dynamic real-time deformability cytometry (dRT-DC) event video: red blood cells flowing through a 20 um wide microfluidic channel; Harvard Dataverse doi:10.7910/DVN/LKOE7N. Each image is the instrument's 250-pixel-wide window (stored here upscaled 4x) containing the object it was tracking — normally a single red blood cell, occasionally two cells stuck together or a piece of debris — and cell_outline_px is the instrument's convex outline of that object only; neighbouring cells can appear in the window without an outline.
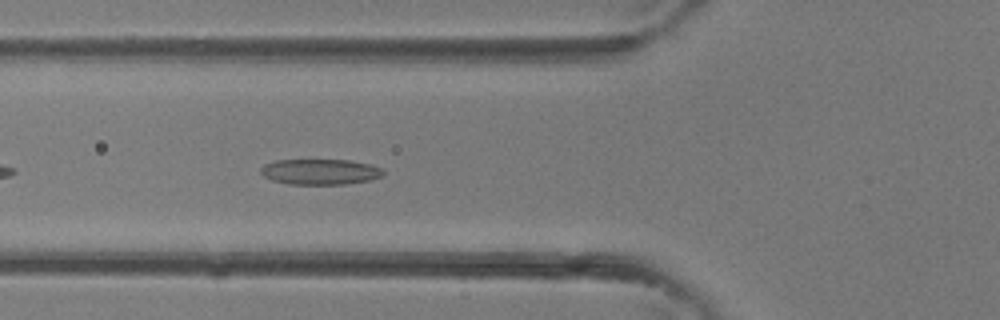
{"species": "common noctule bat (a hibernating species)", "species_latin": "Nyctalus noctula", "temperature_condition": "room temperature", "stored_images_in_passage": 18, "camera_frame_rate_fps": 3000, "um_per_image_px": 0.085, "animal": {"sex": "female"}, "frame": {"image": 1, "passage_image": 4, "time_ms": 1.0, "image_size_px": [1000, 320], "cell_outline_px": [[384, 172], [380, 176], [368, 180], [344, 184], [288, 184], [272, 180], [264, 176], [260, 172], [260, 168], [264, 164], [276, 160], [348, 160], [372, 164], [384, 168]], "centroid_in_image_um": [27.2, 14.59], "position_along_channel_um": 98.6, "area_um2": 18.26}}
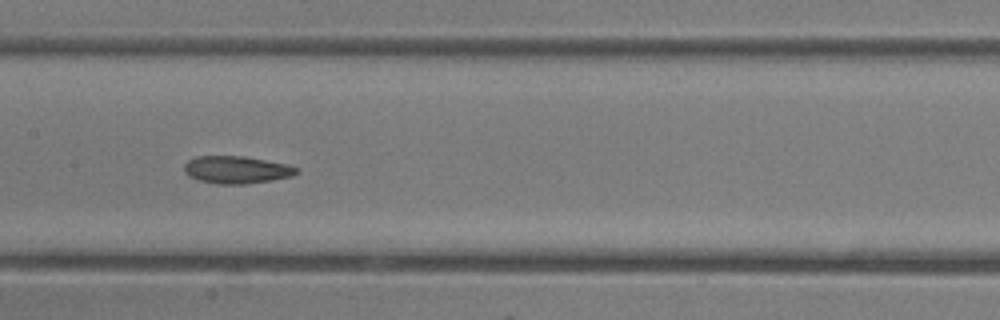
{"frame": {"image": 2, "passage_image": 9, "time_ms": 2.667, "image_size_px": [1000, 320], "cell_outline_px": [[300, 172], [292, 176], [272, 180], [248, 184], [216, 184], [200, 180], [188, 176], [184, 172], [184, 164], [188, 160], [196, 156], [244, 156], [288, 164], [300, 168]], "centroid_in_image_um": [20.13, 14.43], "position_along_channel_um": 187.3, "area_um2": 18.21}}
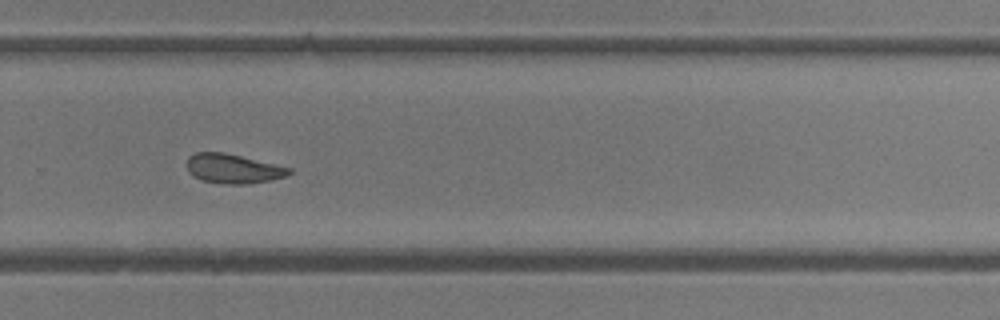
{"frame": {"image": 3, "passage_image": 16, "time_ms": 5.0, "image_size_px": [1000, 320], "cell_outline_px": [[292, 172], [288, 176], [248, 184], [224, 184], [200, 180], [192, 176], [188, 172], [184, 164], [188, 156], [196, 152], [224, 152], [292, 168]], "centroid_in_image_um": [19.75, 14.33], "position_along_channel_um": 310.0, "area_um2": 17.8}}